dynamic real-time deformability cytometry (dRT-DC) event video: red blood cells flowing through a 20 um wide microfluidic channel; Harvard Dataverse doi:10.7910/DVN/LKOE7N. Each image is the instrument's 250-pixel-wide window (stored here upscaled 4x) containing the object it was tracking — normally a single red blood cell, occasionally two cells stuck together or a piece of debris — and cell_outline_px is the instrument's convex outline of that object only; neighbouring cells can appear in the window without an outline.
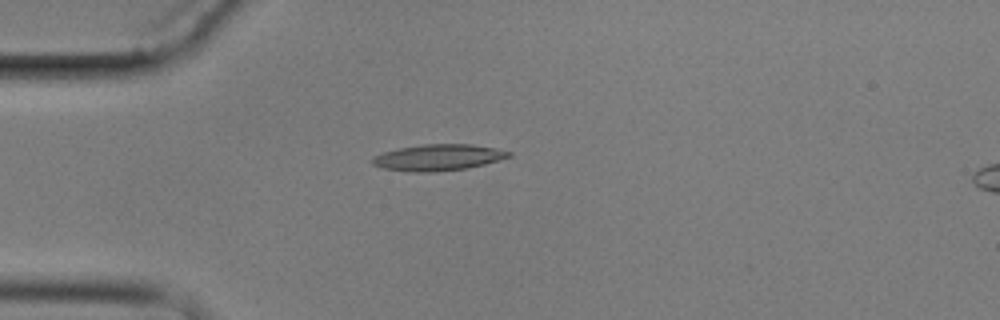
{"species": "common noctule bat (a hibernating species)", "species_latin": "Nyctalus noctula", "temperature_condition": "cold", "stored_images_in_passage": 8, "camera_frame_rate_fps": 3000, "um_per_image_px": 0.085, "animal": {"sex": "male", "body_mass_g": 17.9}, "frame": {"image": 1, "passage_image": 5, "time_ms": 4.667, "image_size_px": [1000, 320], "cell_outline_px": [[512, 156], [484, 164], [468, 168], [432, 172], [412, 172], [384, 168], [372, 164], [372, 156], [384, 152], [400, 148], [424, 144], [472, 144], [496, 148], [512, 152]], "centroid_in_image_um": [37.27, 13.38], "position_along_channel_um": 47.7, "area_um2": 20.81}}
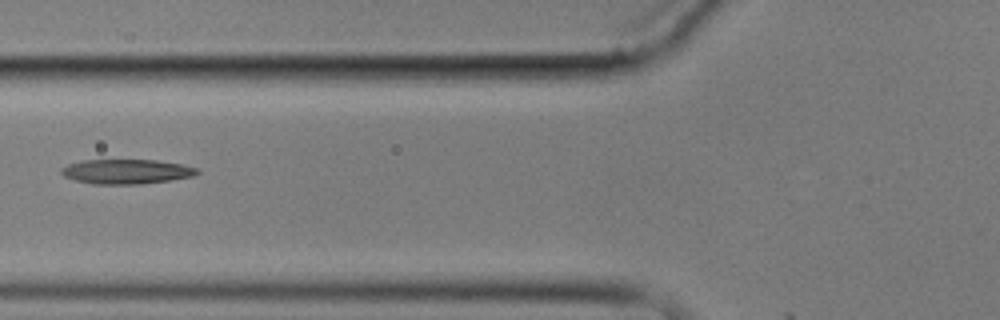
{"frame": {"image": 2, "passage_image": 7, "time_ms": 7.0, "image_size_px": [1000, 320], "cell_outline_px": [[200, 172], [192, 176], [172, 180], [140, 184], [92, 184], [76, 180], [64, 176], [60, 172], [60, 168], [68, 164], [80, 160], [156, 160], [180, 164], [196, 168]], "centroid_in_image_um": [10.71, 14.58], "position_along_channel_um": 115.1, "area_um2": 19.48}}